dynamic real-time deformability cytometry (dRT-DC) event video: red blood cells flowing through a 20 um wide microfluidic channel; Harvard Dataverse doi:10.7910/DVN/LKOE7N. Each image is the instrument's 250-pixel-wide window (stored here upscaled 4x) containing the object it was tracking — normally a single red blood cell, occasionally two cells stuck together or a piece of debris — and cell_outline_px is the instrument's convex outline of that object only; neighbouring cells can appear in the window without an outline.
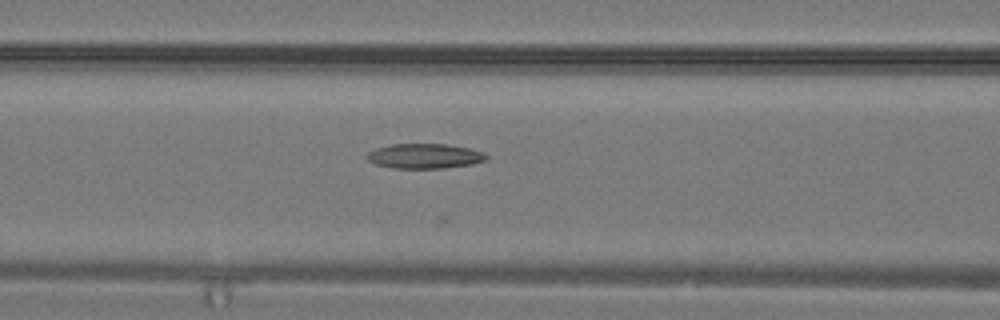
{"species": "common noctule bat (a hibernating species)", "species_latin": "Nyctalus noctula", "temperature_condition": "warm", "stored_images_in_passage": 7, "camera_frame_rate_fps": 3000, "um_per_image_px": 0.085, "animal": {"sex": "male", "body_mass_g": 19.2, "forearm_length_mm": 51.8}, "frame": {"image": 1, "passage_image": 4, "time_ms": 1.0, "image_size_px": [1000, 320], "cell_outline_px": [[488, 160], [472, 164], [444, 168], [392, 168], [376, 164], [368, 160], [364, 156], [368, 152], [376, 148], [392, 144], [448, 144], [468, 148], [484, 152], [488, 156]], "centroid_in_image_um": [36.1, 13.26], "position_along_channel_um": 130.5, "area_um2": 17.4}}